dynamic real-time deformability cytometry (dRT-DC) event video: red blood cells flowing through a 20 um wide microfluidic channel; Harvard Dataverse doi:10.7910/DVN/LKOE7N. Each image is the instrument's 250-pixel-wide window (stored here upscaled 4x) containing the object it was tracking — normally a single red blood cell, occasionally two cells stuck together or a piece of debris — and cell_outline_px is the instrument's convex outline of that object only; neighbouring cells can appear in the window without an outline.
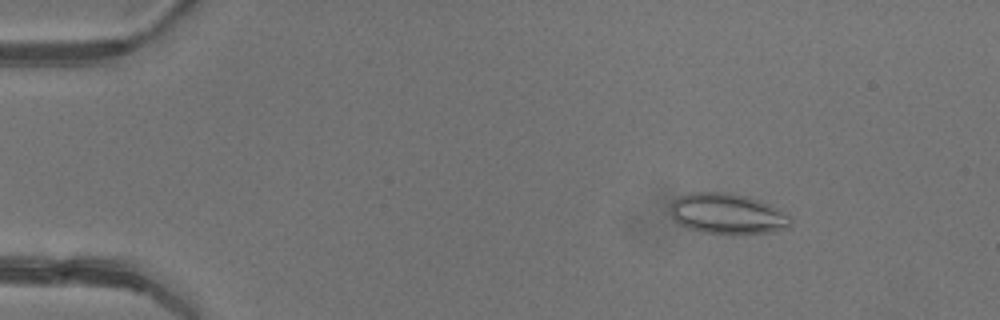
{"species": "common noctule bat (a hibernating species)", "species_latin": "Nyctalus noctula", "temperature_condition": "warm", "stored_images_in_passage": 5, "camera_frame_rate_fps": 3000, "um_per_image_px": 0.085, "animal": {"sex": "female"}, "frame": {"image": 1, "passage_image": 2, "time_ms": 1.333, "image_size_px": [1000, 320], "cell_outline_px": [[792, 224], [788, 228], [768, 232], [732, 236], [704, 232], [688, 228], [680, 224], [672, 216], [672, 200], [688, 192], [732, 192], [760, 200], [788, 212], [792, 220]], "centroid_in_image_um": [61.89, 18.18], "position_along_channel_um": 23.1, "area_um2": 29.07}}